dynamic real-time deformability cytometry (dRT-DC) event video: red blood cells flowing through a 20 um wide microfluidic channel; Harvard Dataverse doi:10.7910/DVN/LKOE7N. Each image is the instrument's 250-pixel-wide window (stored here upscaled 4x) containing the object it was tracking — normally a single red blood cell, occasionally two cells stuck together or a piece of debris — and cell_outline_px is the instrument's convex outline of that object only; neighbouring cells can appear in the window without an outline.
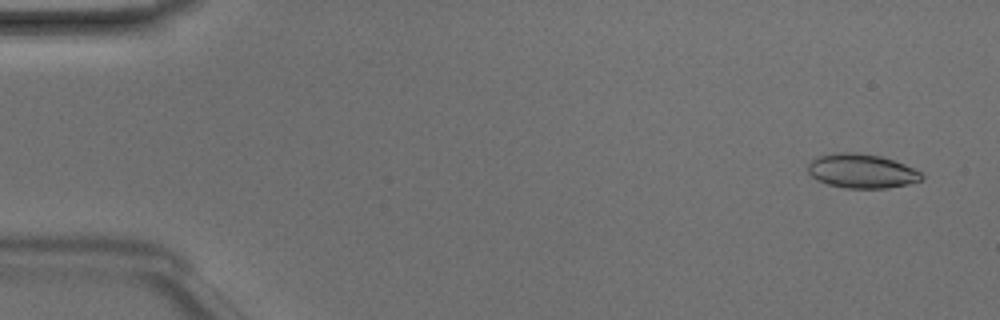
{"species": "Egyptian fruit bat (a non-hibernating species)", "species_latin": "Rousettus aegyptiacus", "temperature_condition": "room temperature", "stored_images_in_passage": 48, "camera_frame_rate_fps": 3000, "um_per_image_px": 0.085, "animal": {"sex": "male"}, "frame": {"image": 1, "passage_image": 3, "time_ms": 0.667, "image_size_px": [1000, 320], "cell_outline_px": [[924, 180], [908, 184], [888, 188], [844, 188], [828, 184], [816, 180], [808, 172], [808, 164], [812, 160], [820, 156], [836, 152], [852, 152], [880, 156], [904, 164], [924, 172]], "centroid_in_image_um": [73.28, 14.55], "position_along_channel_um": 11.7, "area_um2": 22.77}}
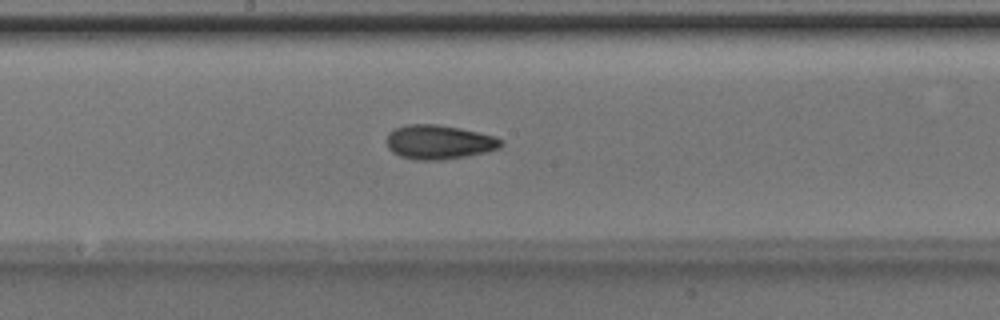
{"frame": {"image": 2, "passage_image": 26, "time_ms": 8.333, "image_size_px": [1000, 320], "cell_outline_px": [[504, 144], [500, 148], [488, 152], [440, 160], [416, 160], [400, 156], [392, 152], [388, 148], [384, 140], [388, 132], [396, 128], [408, 124], [436, 124], [460, 128], [496, 136], [504, 140]], "centroid_in_image_um": [37.31, 12.07], "position_along_channel_um": 210.9, "area_um2": 23.12}}
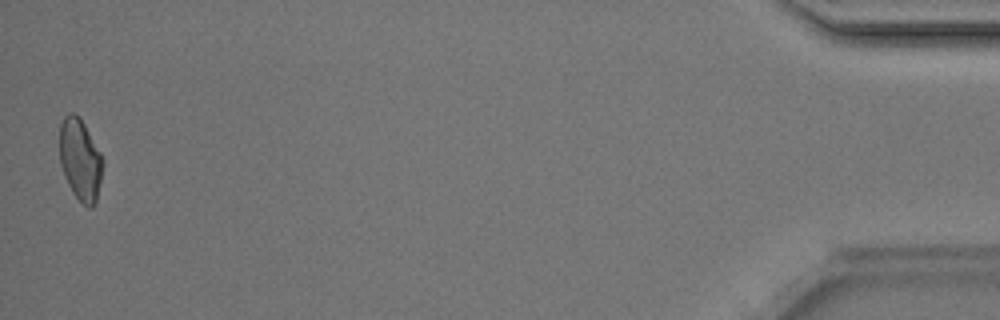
{"frame": {"image": 3, "passage_image": 48, "time_ms": 15.667, "image_size_px": [1000, 320], "cell_outline_px": [[104, 164], [96, 204], [92, 208], [88, 208], [72, 192], [68, 184], [60, 164], [60, 124], [64, 116], [68, 112], [72, 112], [80, 116], [100, 152], [104, 160]], "centroid_in_image_um": [6.83, 13.56], "position_along_channel_um": 428.4, "area_um2": 20.75}, "authors_computed_cell_mechanics": {"area_um2": 21.7617, "velocity_mm_per_s": 4.225, "shape_relaxation_time_tau1_ms": null, "shape_relaxation_time_tau2_ms": 2.5731, "deformation_change_tau1": null, "deformation_change_tau2": 0.0861}}